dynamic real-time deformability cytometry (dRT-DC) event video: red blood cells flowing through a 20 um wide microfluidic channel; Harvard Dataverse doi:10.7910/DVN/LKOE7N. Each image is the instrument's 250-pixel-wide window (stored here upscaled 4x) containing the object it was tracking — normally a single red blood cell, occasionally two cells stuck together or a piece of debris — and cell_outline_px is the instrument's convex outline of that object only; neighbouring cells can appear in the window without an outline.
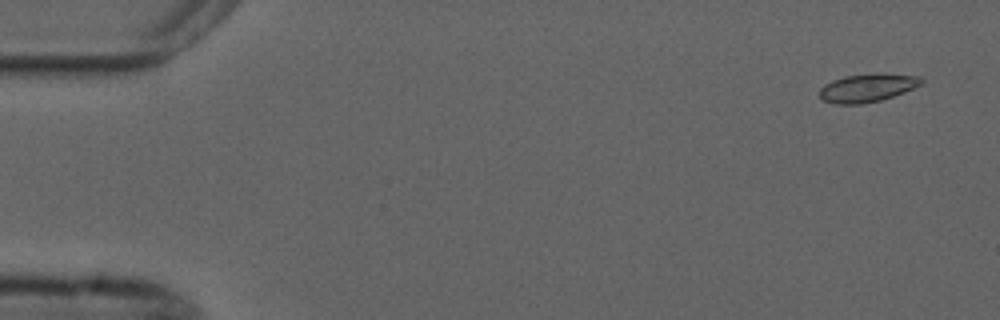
{"species": "common noctule bat (a hibernating species)", "species_latin": "Nyctalus noctula", "temperature_condition": "cold", "stored_images_in_passage": 10, "camera_frame_rate_fps": 3000, "um_per_image_px": 0.085, "animal": {"sex": "male", "forearm_length_mm": 52.5}, "frame": {"image": 1, "passage_image": 1, "time_ms": 0.0, "image_size_px": [1000, 320], "cell_outline_px": [[924, 80], [920, 84], [904, 92], [880, 100], [860, 104], [836, 104], [820, 100], [820, 88], [824, 84], [832, 80], [844, 76], [880, 72], [920, 76]], "centroid_in_image_um": [73.7, 7.45], "position_along_channel_um": 11.3, "area_um2": 16.88}}
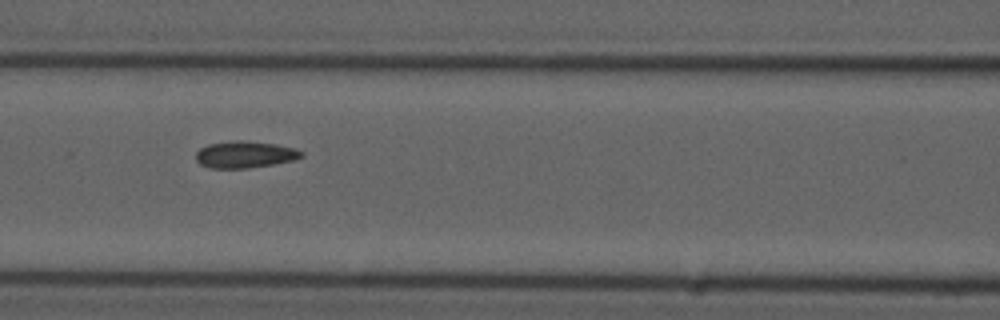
{"frame": {"image": 2, "passage_image": 6, "time_ms": 7.0, "image_size_px": [1000, 320], "cell_outline_px": [[304, 156], [296, 160], [276, 164], [248, 168], [212, 168], [200, 164], [196, 160], [196, 152], [200, 148], [208, 144], [236, 140], [244, 140], [276, 144], [296, 148], [304, 152]], "centroid_in_image_um": [20.87, 13.13], "position_along_channel_um": 145.7, "area_um2": 16.7}}
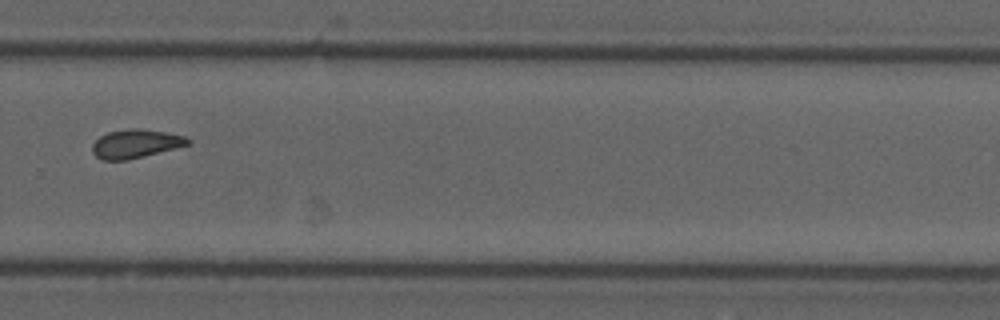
{"frame": {"image": 3, "passage_image": 10, "time_ms": 11.667, "image_size_px": [1000, 320], "cell_outline_px": [[192, 144], [128, 160], [104, 160], [96, 156], [92, 152], [92, 144], [100, 136], [108, 132], [132, 128], [136, 128], [164, 132], [184, 136], [192, 140]], "centroid_in_image_um": [11.54, 12.22], "position_along_channel_um": 318.3, "area_um2": 15.9}}